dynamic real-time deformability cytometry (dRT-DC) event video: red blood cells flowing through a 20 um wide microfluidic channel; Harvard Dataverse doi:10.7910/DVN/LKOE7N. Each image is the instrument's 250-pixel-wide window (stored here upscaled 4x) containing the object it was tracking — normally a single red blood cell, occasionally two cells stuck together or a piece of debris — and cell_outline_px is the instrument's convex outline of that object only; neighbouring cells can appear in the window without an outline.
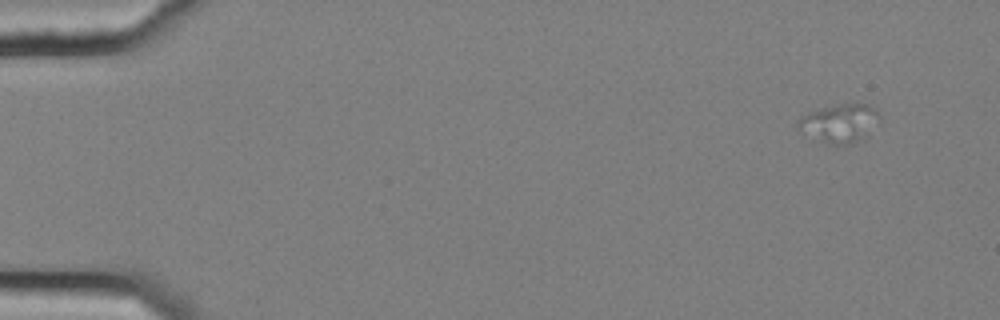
{"species": "common noctule bat (a hibernating species)", "species_latin": "Nyctalus noctula", "temperature_condition": "cold", "stored_images_in_passage": 47, "camera_frame_rate_fps": 3000, "um_per_image_px": 0.085, "animal": {"sex": "female", "body_mass_g": 25.1}, "frame": {"image": 1, "passage_image": 7, "time_ms": 2.0, "image_size_px": [1000, 320], "cell_outline_px": [[876, 112], [856, 140], [852, 144], [836, 144], [796, 128], [796, 124], [800, 116], [824, 108], [856, 100], [868, 104]], "centroid_in_image_um": [71.22, 10.37], "position_along_channel_um": 13.8, "area_um2": 16.24}}